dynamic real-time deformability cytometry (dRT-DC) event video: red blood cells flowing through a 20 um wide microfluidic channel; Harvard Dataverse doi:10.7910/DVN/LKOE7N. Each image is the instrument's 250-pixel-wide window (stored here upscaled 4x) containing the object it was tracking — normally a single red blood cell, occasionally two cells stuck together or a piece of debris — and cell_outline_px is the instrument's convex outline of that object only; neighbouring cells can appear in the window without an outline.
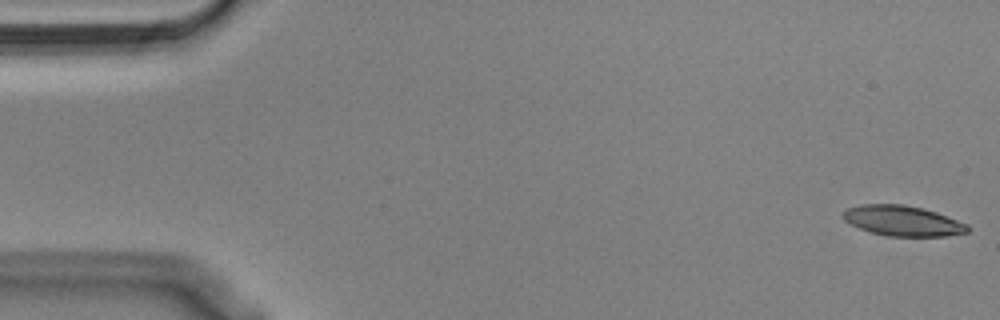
{"species": "Egyptian fruit bat (a non-hibernating species)", "species_latin": "Rousettus aegyptiacus", "temperature_condition": "cold", "stored_images_in_passage": 55, "camera_frame_rate_fps": 3000, "um_per_image_px": 0.085, "animal": {"sex": "male"}, "frame": {"image": 1, "passage_image": 1, "time_ms": 0.0, "image_size_px": [1000, 320], "cell_outline_px": [[968, 232], [944, 236], [888, 236], [872, 232], [860, 228], [844, 220], [840, 216], [848, 208], [860, 204], [904, 204], [924, 208], [936, 212], [968, 224]], "centroid_in_image_um": [76.72, 18.76], "position_along_channel_um": 8.3, "area_um2": 21.91}}
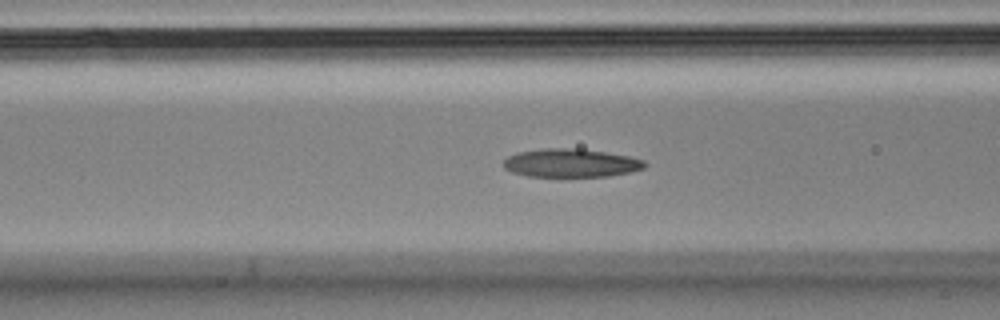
{"frame": {"image": 2, "passage_image": 21, "time_ms": 6.667, "image_size_px": [1000, 320], "cell_outline_px": [[648, 164], [644, 168], [628, 172], [608, 176], [528, 176], [512, 172], [504, 168], [504, 160], [508, 156], [516, 152], [540, 148], [580, 148], [628, 156], [644, 160]], "centroid_in_image_um": [48.5, 13.84], "position_along_channel_um": 118.1, "area_um2": 23.35}}
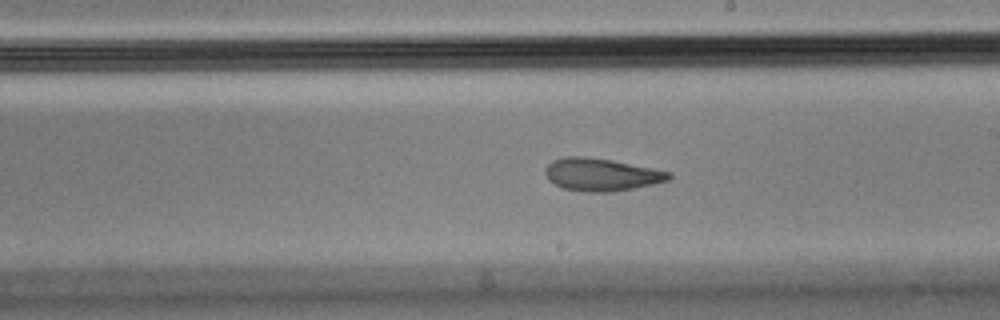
{"frame": {"image": 3, "passage_image": 31, "time_ms": 10.0, "image_size_px": [1000, 320], "cell_outline_px": [[672, 176], [668, 180], [652, 184], [612, 192], [584, 192], [564, 188], [548, 180], [544, 172], [544, 168], [552, 160], [564, 156], [584, 156], [612, 160], [672, 172]], "centroid_in_image_um": [51.08, 14.83], "position_along_channel_um": 237.9, "area_um2": 23.52}, "authors_computed_cell_mechanics": {"area_um2": 23.3512, "velocity_mm_per_s": 3.5885, "shape_relaxation_time_tau1_ms": null, "shape_relaxation_time_tau2_ms": 2.9157, "deformation_change_tau1": null, "deformation_change_tau2": 0.1025}}